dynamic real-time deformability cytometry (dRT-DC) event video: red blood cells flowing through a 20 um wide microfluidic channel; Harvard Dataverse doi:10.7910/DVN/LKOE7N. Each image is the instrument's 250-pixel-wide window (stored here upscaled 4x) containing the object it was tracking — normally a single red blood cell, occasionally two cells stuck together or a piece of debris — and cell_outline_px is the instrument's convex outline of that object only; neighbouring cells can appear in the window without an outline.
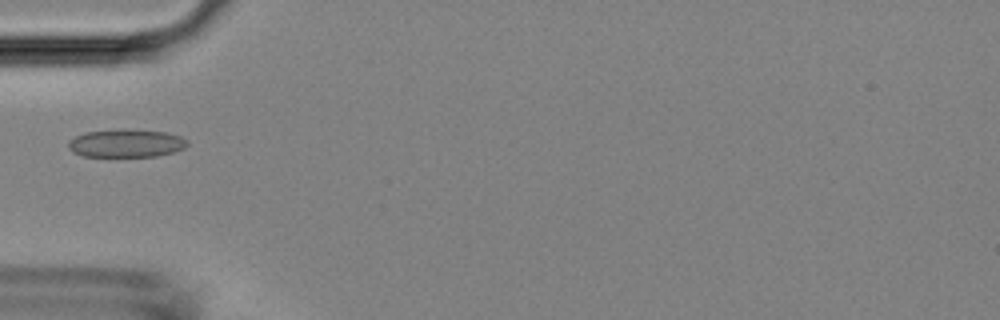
{"species": "Egyptian fruit bat (a non-hibernating species)", "species_latin": "Rousettus aegyptiacus", "temperature_condition": "room temperature", "stored_images_in_passage": 5, "camera_frame_rate_fps": 3000, "um_per_image_px": 0.085, "animal": {"sex": "female"}, "frame": {"image": 1, "passage_image": 4, "time_ms": 5.0, "image_size_px": [1000, 320], "cell_outline_px": [[188, 144], [184, 148], [172, 152], [156, 156], [116, 160], [84, 156], [72, 152], [68, 148], [68, 140], [76, 136], [88, 132], [168, 132], [180, 136], [188, 140]], "centroid_in_image_um": [10.69, 12.29], "position_along_channel_um": 74.3, "area_um2": 19.42}}